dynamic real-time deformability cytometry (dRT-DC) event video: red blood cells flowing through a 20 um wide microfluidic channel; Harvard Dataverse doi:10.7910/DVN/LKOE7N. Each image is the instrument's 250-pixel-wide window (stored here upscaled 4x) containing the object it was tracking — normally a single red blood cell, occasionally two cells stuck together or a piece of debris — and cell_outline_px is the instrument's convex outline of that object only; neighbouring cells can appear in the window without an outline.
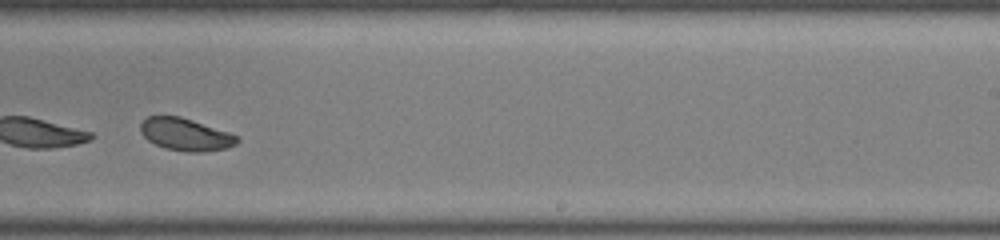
{"species": "common noctule bat (a hibernating species)", "species_latin": "Nyctalus noctula", "temperature_condition": "room temperature", "stored_images_in_passage": 40, "camera_frame_rate_fps": 3000, "um_per_image_px": 0.085, "animal": {"sex": "female", "body_mass_g": 22.0, "forearm_length_mm": 56.7}, "frame": {"image": 1, "passage_image": 23, "time_ms": 7.333, "image_size_px": [1000, 240], "cell_outline_px": [[240, 140], [236, 144], [228, 148], [204, 152], [188, 152], [164, 148], [148, 140], [140, 132], [140, 124], [148, 116], [180, 116], [228, 132], [236, 136]], "centroid_in_image_um": [15.77, 11.44], "position_along_channel_um": 273.2, "area_um2": 18.15}, "authors_computed_cell_mechanics": {"area_um2": 19.3052, "velocity_mm_per_s": 3.9495, "shape_relaxation_time_tau1_ms": 4.1674, "shape_relaxation_time_tau2_ms": null, "deformation_change_tau1": 0.1345, "deformation_change_tau2": null}}